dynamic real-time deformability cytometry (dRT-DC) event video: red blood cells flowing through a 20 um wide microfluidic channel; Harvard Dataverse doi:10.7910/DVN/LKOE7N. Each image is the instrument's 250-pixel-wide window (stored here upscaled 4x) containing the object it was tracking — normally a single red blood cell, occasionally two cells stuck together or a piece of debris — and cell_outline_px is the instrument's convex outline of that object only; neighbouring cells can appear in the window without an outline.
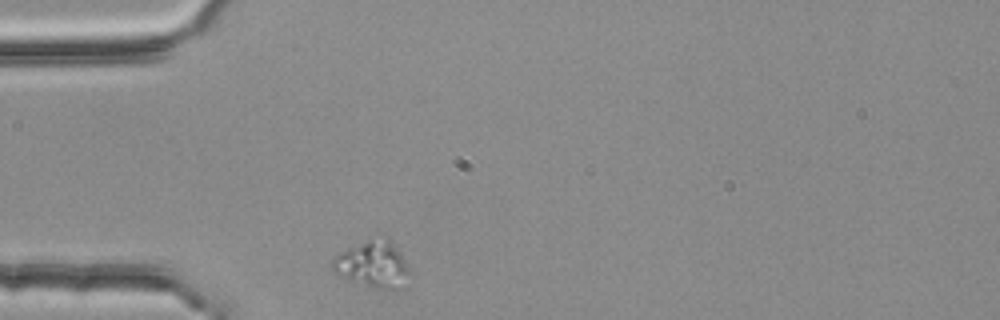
{"species": "common noctule bat (a hibernating species)", "species_latin": "Nyctalus noctula", "temperature_condition": "room temperature", "stored_images_in_passage": 1, "camera_frame_rate_fps": 3000, "um_per_image_px": 0.085, "animal": {"sex": "female", "body_mass_g": 25.1}, "frame": {"image": 1, "passage_image": 1, "time_ms": 0.0, "image_size_px": [1000, 320], "cell_outline_px": [[408, 272], [404, 288], [392, 292], [352, 280], [332, 272], [332, 260], [340, 252], [364, 244], [388, 240], [392, 240], [408, 264]], "centroid_in_image_um": [31.75, 22.57], "position_along_channel_um": 53.2, "area_um2": 19.94}}